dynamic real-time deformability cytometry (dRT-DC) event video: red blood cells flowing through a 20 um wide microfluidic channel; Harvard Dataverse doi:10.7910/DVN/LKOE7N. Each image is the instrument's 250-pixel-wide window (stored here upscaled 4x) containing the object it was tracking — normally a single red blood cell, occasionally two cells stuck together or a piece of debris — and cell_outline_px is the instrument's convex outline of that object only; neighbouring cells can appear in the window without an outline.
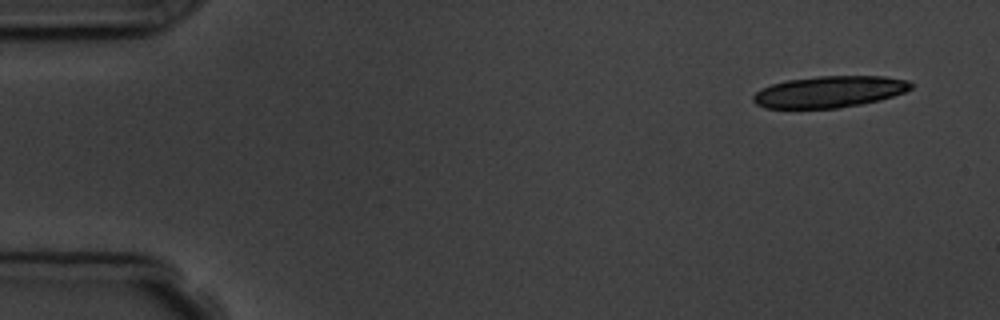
{"species": "common noctule bat (a hibernating species)", "species_latin": "Nyctalus noctula", "temperature_condition": "room temperature", "stored_images_in_passage": 5, "camera_frame_rate_fps": 3000, "um_per_image_px": 0.085, "animal": {"sex": "male", "body_mass_g": 19.5, "forearm_length_mm": 54.6}, "frame": {"image": 1, "passage_image": 1, "time_ms": 0.0, "image_size_px": [1000, 320], "cell_outline_px": [[912, 88], [904, 92], [880, 100], [860, 104], [836, 108], [764, 108], [756, 104], [752, 100], [752, 96], [756, 92], [772, 84], [788, 80], [816, 76], [884, 76], [908, 80], [912, 84]], "centroid_in_image_um": [70.5, 7.8], "position_along_channel_um": 14.5, "area_um2": 28.84}}